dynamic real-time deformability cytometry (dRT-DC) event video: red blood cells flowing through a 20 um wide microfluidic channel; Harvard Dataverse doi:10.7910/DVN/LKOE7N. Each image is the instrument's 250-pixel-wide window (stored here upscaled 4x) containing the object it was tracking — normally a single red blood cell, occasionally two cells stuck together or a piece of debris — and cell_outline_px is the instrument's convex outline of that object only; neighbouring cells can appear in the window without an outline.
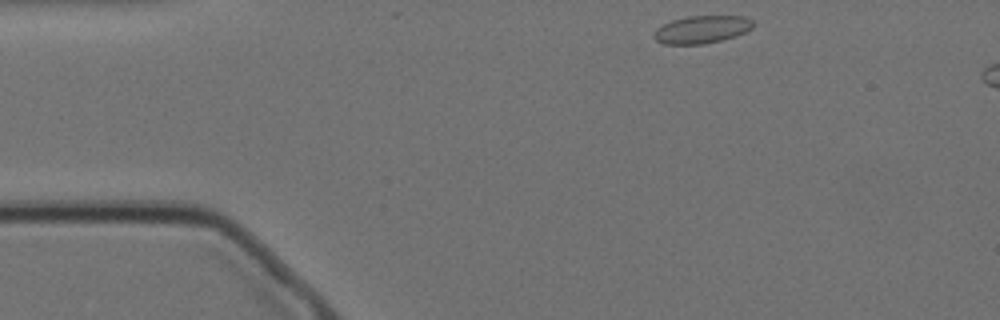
{"species": "Egyptian fruit bat (a non-hibernating species)", "species_latin": "Rousettus aegyptiacus", "temperature_condition": "cold", "stored_images_in_passage": 14, "camera_frame_rate_fps": 3000, "um_per_image_px": 0.085, "animal": {"sex": "female"}, "frame": {"image": 1, "passage_image": 1, "time_ms": 0.0, "image_size_px": [1000, 320], "cell_outline_px": [[752, 28], [736, 36], [720, 40], [700, 44], [664, 44], [656, 40], [652, 36], [656, 28], [672, 20], [688, 16], [744, 16], [752, 20]], "centroid_in_image_um": [59.62, 2.5], "position_along_channel_um": 25.4, "area_um2": 15.84}}
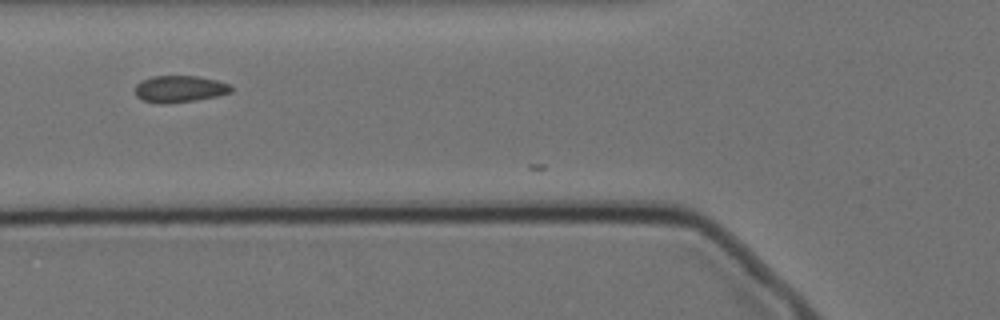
{"frame": {"image": 2, "passage_image": 13, "time_ms": 4.0, "image_size_px": [1000, 320], "cell_outline_px": [[232, 92], [216, 96], [196, 100], [164, 104], [160, 104], [144, 100], [136, 96], [136, 84], [152, 76], [196, 76], [216, 80], [228, 84], [232, 88]], "centroid_in_image_um": [15.27, 7.56], "position_along_channel_um": 110.5, "area_um2": 14.8}}